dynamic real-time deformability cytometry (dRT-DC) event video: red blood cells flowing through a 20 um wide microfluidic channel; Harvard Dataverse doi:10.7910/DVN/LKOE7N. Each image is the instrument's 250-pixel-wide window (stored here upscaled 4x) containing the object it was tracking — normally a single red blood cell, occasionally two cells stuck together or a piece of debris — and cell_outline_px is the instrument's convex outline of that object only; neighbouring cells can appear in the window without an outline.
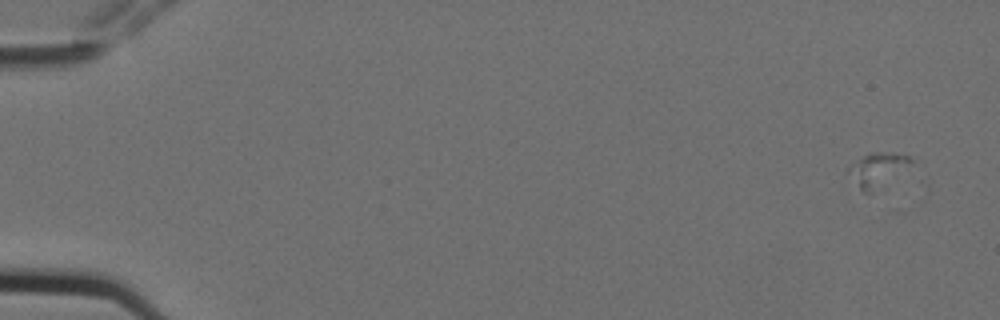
{"species": "Egyptian fruit bat (a non-hibernating species)", "species_latin": "Rousettus aegyptiacus", "temperature_condition": "cold", "stored_images_in_passage": 7, "segment_of_instrument_passage": [1, 2], "camera_frame_rate_fps": 3000, "um_per_image_px": 0.085, "animal": {"sex": "female"}, "frame": {"image": 1, "passage_image": 1, "time_ms": 0.0, "image_size_px": [1000, 320], "cell_outline_px": [[912, 160], [908, 164], [868, 192], [864, 192], [860, 188], [848, 172], [848, 168], [852, 164], [864, 156], [872, 152], [884, 152], [908, 156]], "centroid_in_image_um": [74.5, 14.35], "position_along_channel_um": 10.5, "area_um2": 10.75}}